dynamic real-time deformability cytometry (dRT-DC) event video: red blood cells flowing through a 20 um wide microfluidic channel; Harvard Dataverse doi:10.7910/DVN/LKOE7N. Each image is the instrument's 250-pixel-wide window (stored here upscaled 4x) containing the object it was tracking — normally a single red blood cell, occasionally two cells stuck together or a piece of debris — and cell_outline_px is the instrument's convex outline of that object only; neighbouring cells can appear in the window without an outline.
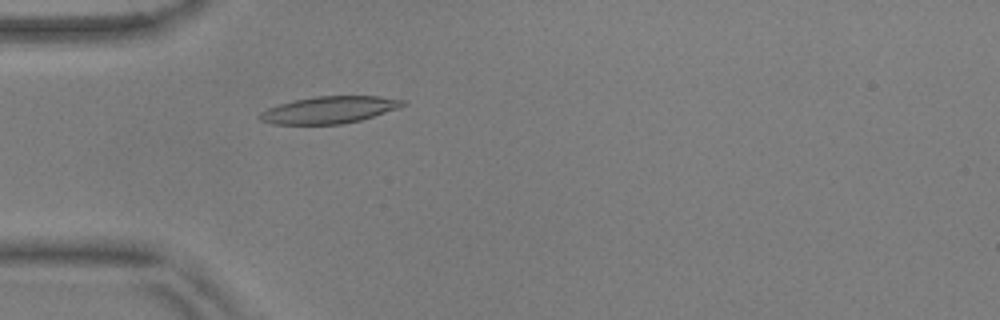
{"species": "common noctule bat (a hibernating species)", "species_latin": "Nyctalus noctula", "temperature_condition": "warm", "stored_images_in_passage": 22, "camera_frame_rate_fps": 3000, "um_per_image_px": 0.085, "animal": {"sex": "male", "body_mass_g": 17.9, "forearm_length_mm": 54.2}, "frame": {"image": 1, "passage_image": 16, "time_ms": 5.0, "image_size_px": [1000, 320], "cell_outline_px": [[408, 104], [360, 120], [340, 124], [272, 124], [260, 120], [260, 112], [268, 108], [280, 104], [296, 100], [316, 96], [380, 96], [408, 100]], "centroid_in_image_um": [28.01, 9.33], "position_along_channel_um": 57.0, "area_um2": 22.25}}
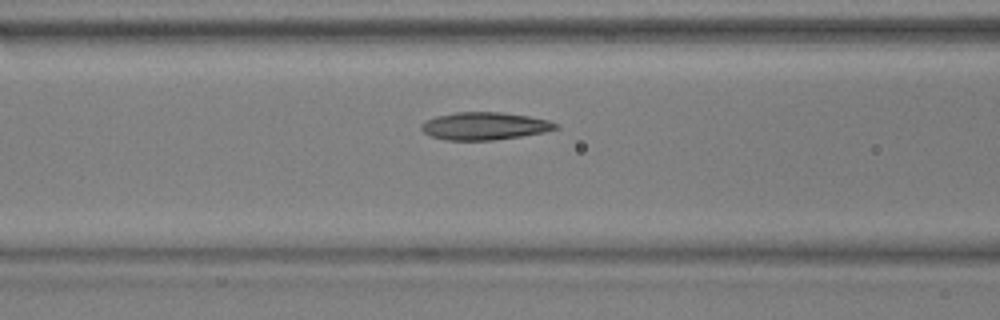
{"frame": {"image": 2, "passage_image": 22, "time_ms": 7.0, "image_size_px": [1000, 320], "cell_outline_px": [[560, 128], [544, 132], [520, 136], [492, 140], [444, 140], [432, 136], [424, 132], [420, 128], [420, 124], [436, 116], [456, 112], [500, 112], [528, 116], [548, 120], [560, 124]], "centroid_in_image_um": [41.21, 10.71], "position_along_channel_um": 125.4, "area_um2": 21.56}}